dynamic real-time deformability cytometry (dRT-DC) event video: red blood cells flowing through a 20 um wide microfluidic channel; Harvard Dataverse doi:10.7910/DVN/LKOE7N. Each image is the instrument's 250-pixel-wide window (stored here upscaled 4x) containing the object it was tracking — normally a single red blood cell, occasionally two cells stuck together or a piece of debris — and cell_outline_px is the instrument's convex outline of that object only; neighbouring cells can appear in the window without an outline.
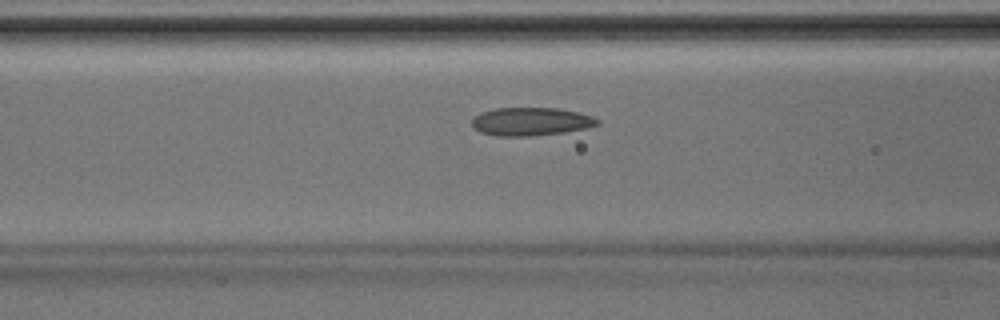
{"species": "Egyptian fruit bat (a non-hibernating species)", "species_latin": "Rousettus aegyptiacus", "temperature_condition": "room temperature", "stored_images_in_passage": 37, "camera_frame_rate_fps": 3000, "um_per_image_px": 0.085, "animal": {"sex": "male"}, "frame": {"image": 1, "passage_image": 12, "time_ms": 3.667, "image_size_px": [1000, 320], "cell_outline_px": [[600, 124], [588, 128], [564, 132], [532, 136], [496, 136], [480, 132], [472, 124], [472, 120], [480, 112], [496, 108], [556, 108], [576, 112], [592, 116], [600, 120]], "centroid_in_image_um": [45.14, 10.33], "position_along_channel_um": 121.5, "area_um2": 20.58}}
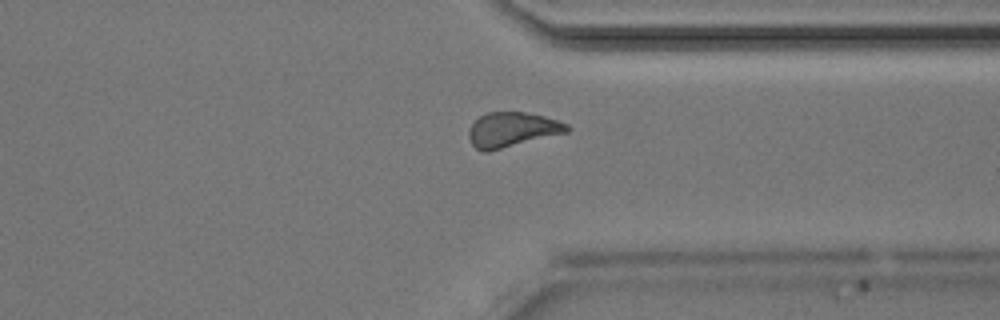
{"frame": {"image": 2, "passage_image": 28, "time_ms": 9.0, "image_size_px": [1000, 320], "cell_outline_px": [[572, 128], [568, 132], [488, 152], [484, 152], [476, 148], [472, 144], [468, 136], [468, 132], [472, 124], [480, 116], [488, 112], [524, 112], [544, 116], [568, 124]], "centroid_in_image_um": [43.54, 11.03], "position_along_channel_um": 367.9, "area_um2": 19.88}}
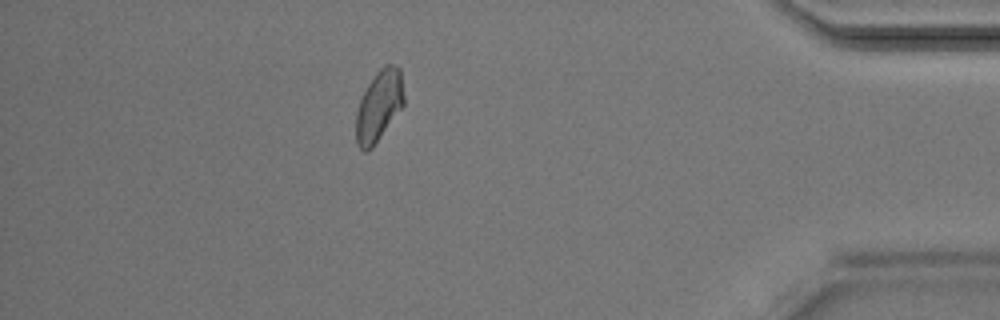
{"frame": {"image": 3, "passage_image": 33, "time_ms": 10.667, "image_size_px": [1000, 320], "cell_outline_px": [[404, 104], [372, 148], [368, 152], [364, 152], [356, 144], [356, 112], [360, 100], [368, 84], [376, 72], [384, 64], [392, 64], [400, 68], [404, 96]], "centroid_in_image_um": [32.2, 9.0], "position_along_channel_um": 403.0, "area_um2": 19.71}}